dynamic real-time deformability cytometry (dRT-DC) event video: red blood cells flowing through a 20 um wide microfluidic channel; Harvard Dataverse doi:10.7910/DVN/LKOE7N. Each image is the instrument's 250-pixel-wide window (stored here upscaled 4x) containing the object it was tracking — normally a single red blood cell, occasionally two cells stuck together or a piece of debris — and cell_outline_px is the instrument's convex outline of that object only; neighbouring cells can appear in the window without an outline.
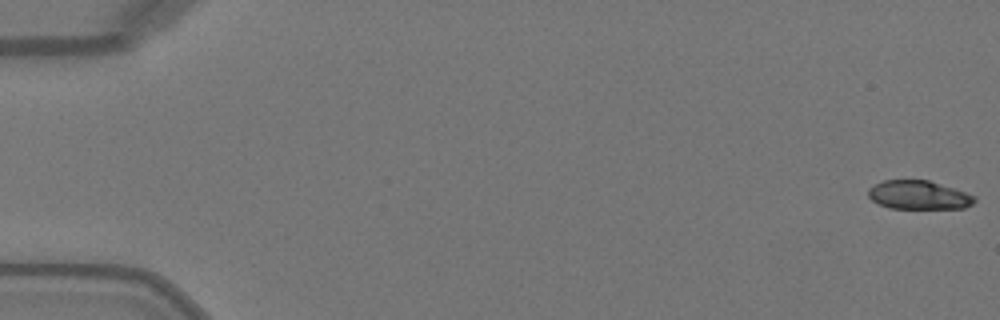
{"species": "Egyptian fruit bat (a non-hibernating species)", "species_latin": "Rousettus aegyptiacus", "temperature_condition": "warm", "stored_images_in_passage": 50, "camera_frame_rate_fps": 3000, "um_per_image_px": 0.085, "animal": {"sex": "female"}, "frame": {"image": 1, "passage_image": 1, "time_ms": 0.0, "image_size_px": [1000, 320], "cell_outline_px": [[976, 200], [972, 204], [964, 208], [888, 208], [872, 200], [868, 196], [868, 188], [884, 180], [928, 180], [976, 196]], "centroid_in_image_um": [78.07, 16.58], "position_along_channel_um": 6.9, "area_um2": 17.57}}
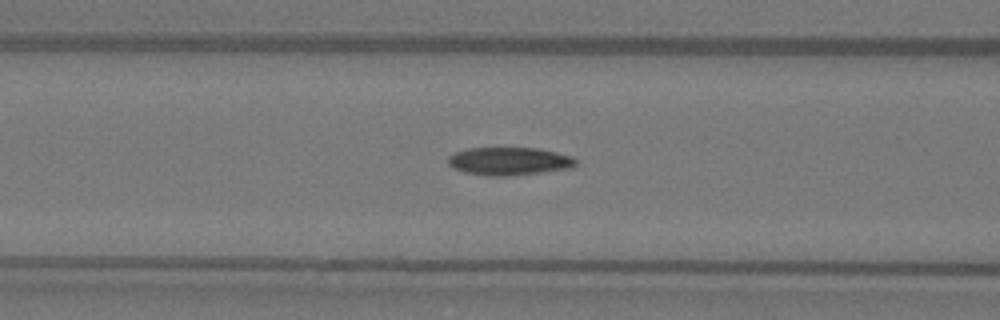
{"frame": {"image": 2, "passage_image": 21, "time_ms": 6.667, "image_size_px": [1000, 320], "cell_outline_px": [[576, 164], [572, 168], [512, 176], [488, 176], [464, 172], [452, 168], [448, 164], [448, 156], [456, 152], [468, 148], [536, 148], [556, 152], [572, 156], [576, 160]], "centroid_in_image_um": [43.27, 13.71], "position_along_channel_um": 123.3, "area_um2": 20.92}}
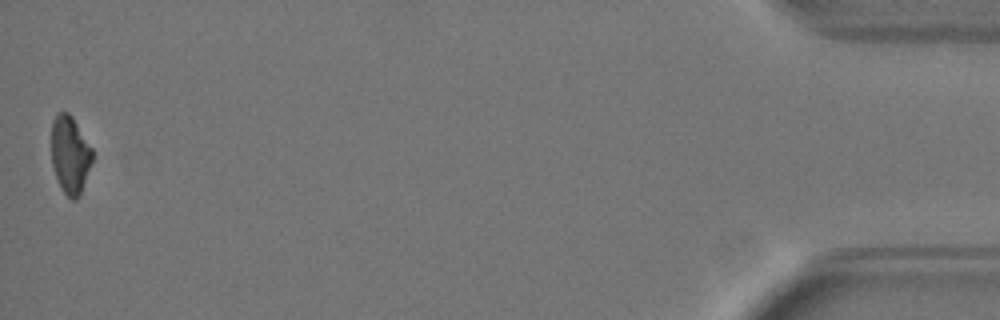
{"frame": {"image": 3, "passage_image": 50, "time_ms": 16.333, "image_size_px": [1000, 320], "cell_outline_px": [[92, 160], [80, 196], [76, 200], [72, 200], [60, 188], [52, 164], [52, 120], [56, 112], [68, 112], [72, 116], [92, 148]], "centroid_in_image_um": [5.95, 13.14], "position_along_channel_um": 429.3, "area_um2": 18.5}, "authors_computed_cell_mechanics": {"area_um2": 20.5768, "velocity_mm_per_s": 4.1131, "shape_relaxation_time_tau1_ms": 6.1276, "shape_relaxation_time_tau2_ms": 8.1519, "deformation_change_tau1": 0.192, "deformation_change_tau2": 0.1241}}